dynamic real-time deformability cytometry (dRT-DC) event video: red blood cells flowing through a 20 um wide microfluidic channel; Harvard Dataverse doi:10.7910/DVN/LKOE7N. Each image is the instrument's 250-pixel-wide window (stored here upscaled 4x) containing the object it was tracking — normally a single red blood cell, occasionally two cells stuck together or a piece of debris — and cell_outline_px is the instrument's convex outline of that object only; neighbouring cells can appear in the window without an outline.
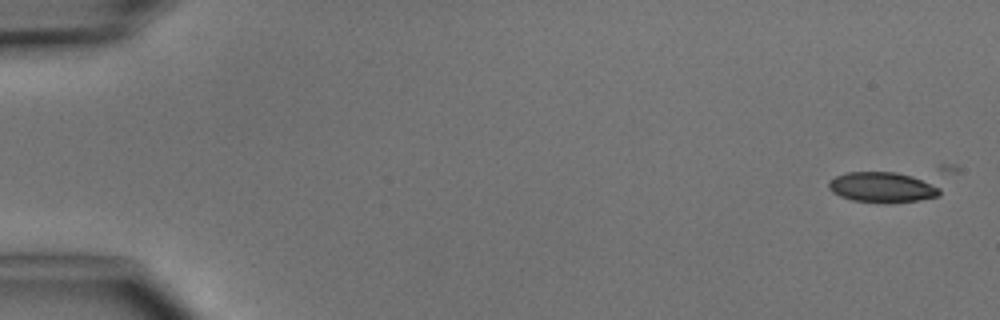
{"species": "common noctule bat (a hibernating species)", "species_latin": "Nyctalus noctula", "temperature_condition": "cold", "stored_images_in_passage": 4, "camera_frame_rate_fps": 3000, "um_per_image_px": 0.085, "animal": {"sex": "male", "body_mass_g": 15.6}, "frame": {"image": 1, "passage_image": 1, "time_ms": 0.0, "image_size_px": [1000, 320], "cell_outline_px": [[940, 196], [920, 200], [852, 200], [840, 196], [832, 192], [828, 188], [828, 180], [836, 176], [848, 172], [896, 172], [912, 176], [940, 188]], "centroid_in_image_um": [74.94, 15.87], "position_along_channel_um": 10.1, "area_um2": 18.79}}